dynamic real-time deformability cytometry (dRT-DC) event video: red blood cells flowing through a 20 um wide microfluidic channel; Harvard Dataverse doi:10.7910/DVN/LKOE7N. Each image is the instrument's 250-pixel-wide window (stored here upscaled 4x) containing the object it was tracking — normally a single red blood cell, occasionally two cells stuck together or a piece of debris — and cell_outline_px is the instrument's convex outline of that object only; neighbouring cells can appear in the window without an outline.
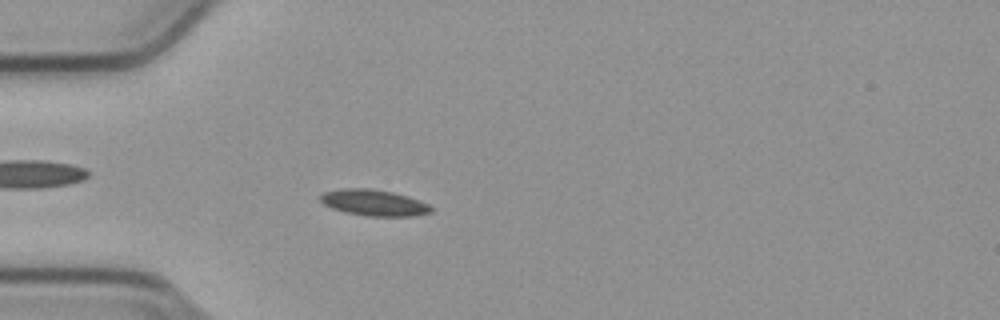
{"species": "common noctule bat (a hibernating species)", "species_latin": "Nyctalus noctula", "temperature_condition": "cold", "stored_images_in_passage": 55, "camera_frame_rate_fps": 3000, "um_per_image_px": 0.085, "animal": {"sex": "male", "body_mass_g": 23.1, "forearm_length_mm": 52.7}, "frame": {"image": 1, "passage_image": 16, "time_ms": 5.0, "image_size_px": [1000, 320], "cell_outline_px": [[432, 212], [416, 216], [364, 216], [344, 212], [332, 208], [324, 204], [320, 200], [320, 196], [324, 192], [340, 188], [368, 188], [392, 192], [408, 196], [428, 204], [432, 208]], "centroid_in_image_um": [31.77, 17.23], "position_along_channel_um": 53.2, "area_um2": 16.94}}
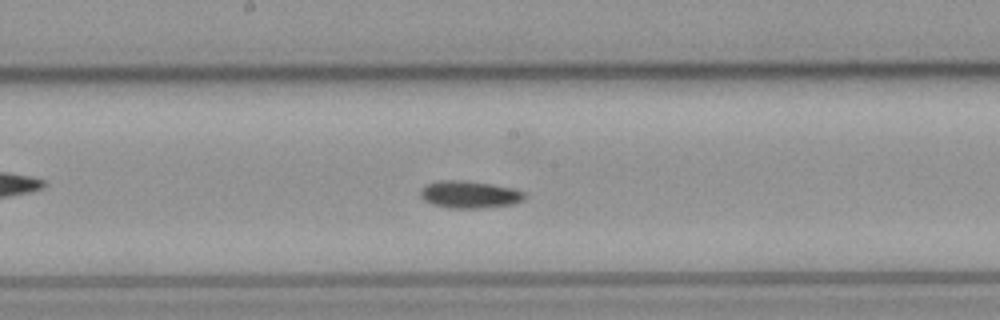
{"frame": {"image": 2, "passage_image": 29, "time_ms": 9.333, "image_size_px": [1000, 320], "cell_outline_px": [[524, 200], [516, 204], [484, 208], [448, 208], [432, 204], [424, 200], [420, 196], [420, 188], [424, 184], [436, 180], [464, 180], [492, 184], [516, 188], [524, 192]], "centroid_in_image_um": [39.9, 16.52], "position_along_channel_um": 208.3, "area_um2": 16.99}}
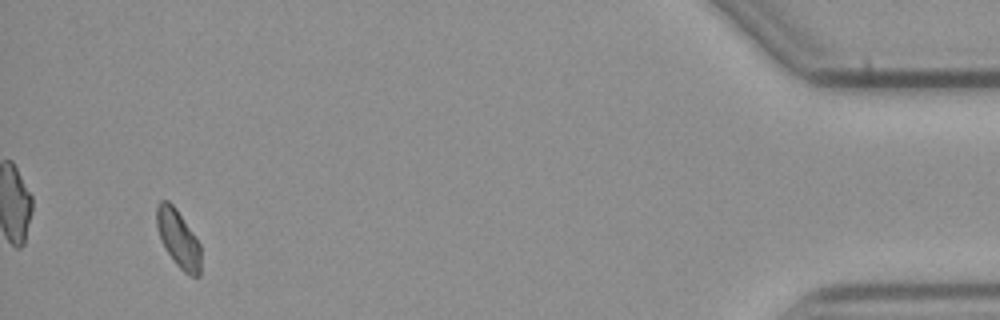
{"frame": {"image": 3, "passage_image": 52, "time_ms": 17.0, "image_size_px": [1000, 320], "cell_outline_px": [[200, 276], [192, 276], [184, 272], [176, 264], [160, 240], [156, 224], [156, 204], [160, 200], [168, 200], [176, 208], [200, 244]], "centroid_in_image_um": [15.13, 20.26], "position_along_channel_um": 420.1, "area_um2": 14.74}, "authors_computed_cell_mechanics": {"area_um2": 15.4904, "velocity_mm_per_s": 3.7794, "shape_relaxation_time_tau1_ms": 5.1516, "shape_relaxation_time_tau2_ms": null, "deformation_change_tau1": 0.0773, "deformation_change_tau2": null}}